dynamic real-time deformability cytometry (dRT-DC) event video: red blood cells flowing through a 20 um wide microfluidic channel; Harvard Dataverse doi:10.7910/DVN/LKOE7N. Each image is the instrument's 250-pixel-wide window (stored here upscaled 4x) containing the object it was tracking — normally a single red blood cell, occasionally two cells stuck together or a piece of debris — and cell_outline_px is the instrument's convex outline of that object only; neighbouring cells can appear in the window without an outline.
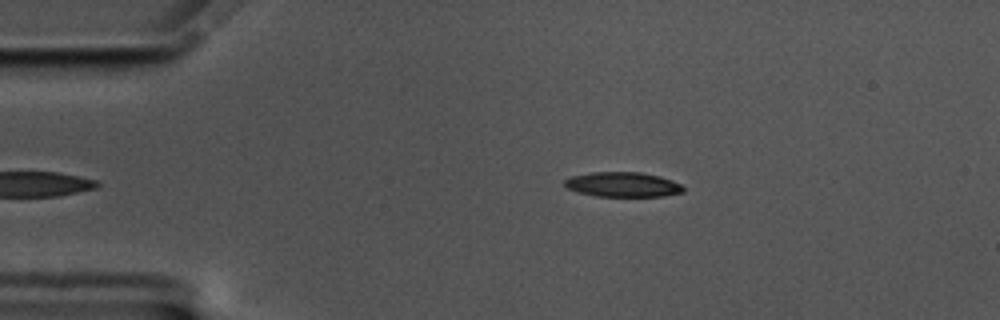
{"species": "common noctule bat (a hibernating species)", "species_latin": "Nyctalus noctula", "temperature_condition": "cold", "stored_images_in_passage": 41, "camera_frame_rate_fps": 3000, "um_per_image_px": 0.085, "animal": {"sex": "male", "body_mass_g": 17.5, "forearm_length_mm": 52.3}, "frame": {"image": 1, "passage_image": 2, "time_ms": 0.333, "image_size_px": [1000, 320], "cell_outline_px": [[684, 192], [664, 196], [596, 196], [580, 192], [568, 188], [564, 184], [564, 180], [572, 176], [592, 172], [640, 172], [660, 176], [672, 180], [680, 184], [684, 188]], "centroid_in_image_um": [52.97, 15.68], "position_along_channel_um": 32.0, "area_um2": 17.05}}
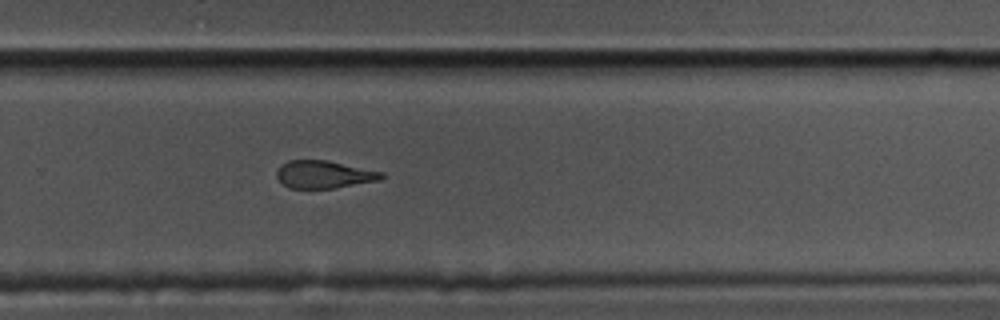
{"frame": {"image": 2, "passage_image": 29, "time_ms": 9.333, "image_size_px": [1000, 320], "cell_outline_px": [[384, 176], [380, 180], [336, 188], [288, 188], [276, 176], [276, 172], [288, 160], [328, 160], [384, 172]], "centroid_in_image_um": [27.58, 14.83], "position_along_channel_um": 302.2, "area_um2": 16.82}}
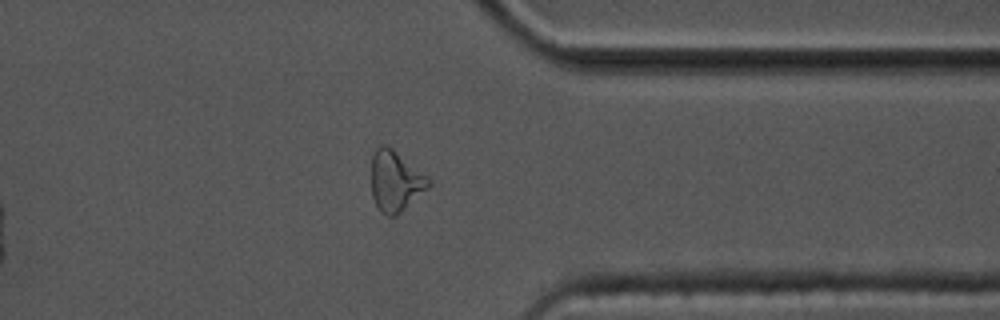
{"frame": {"image": 3, "passage_image": 36, "time_ms": 11.667, "image_size_px": [1000, 320], "cell_outline_px": [[432, 184], [428, 188], [396, 216], [388, 216], [380, 212], [372, 196], [372, 156], [376, 148], [380, 144], [388, 144], [428, 176], [432, 180]], "centroid_in_image_um": [33.62, 15.37], "position_along_channel_um": 377.8, "area_um2": 20.4}, "authors_computed_cell_mechanics": {"area_um2": 17.9758, "velocity_mm_per_s": 3.5065, "shape_relaxation_time_tau1_ms": 3.8863, "shape_relaxation_time_tau2_ms": 5.0817, "deformation_change_tau1": 0.1959, "deformation_change_tau2": 0.1512}}